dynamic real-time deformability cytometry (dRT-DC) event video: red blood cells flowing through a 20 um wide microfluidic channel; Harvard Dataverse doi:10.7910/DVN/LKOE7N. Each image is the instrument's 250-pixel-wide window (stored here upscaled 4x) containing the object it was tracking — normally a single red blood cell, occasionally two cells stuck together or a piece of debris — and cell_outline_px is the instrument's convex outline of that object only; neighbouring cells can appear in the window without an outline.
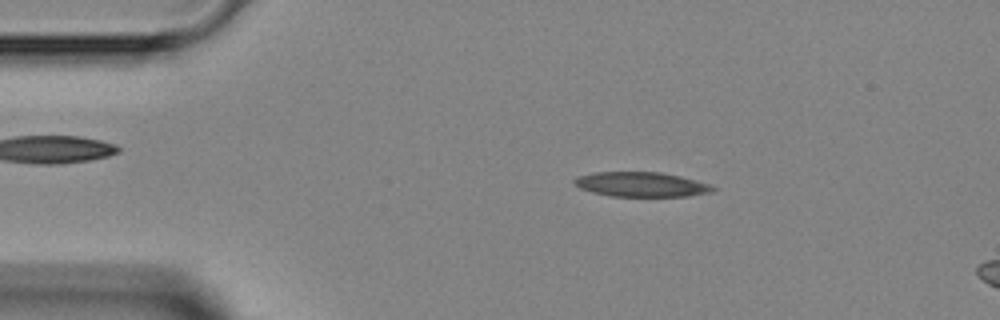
{"species": "Egyptian fruit bat (a non-hibernating species)", "species_latin": "Rousettus aegyptiacus", "temperature_condition": "room temperature", "stored_images_in_passage": 3, "camera_frame_rate_fps": 3000, "um_per_image_px": 0.085, "animal": {"sex": "female"}, "frame": {"image": 1, "passage_image": 1, "time_ms": 0.0, "image_size_px": [1000, 320], "cell_outline_px": [[716, 188], [712, 192], [688, 196], [612, 196], [592, 192], [580, 188], [572, 180], [576, 176], [596, 172], [660, 172], [680, 176], [696, 180], [708, 184]], "centroid_in_image_um": [54.49, 15.67], "position_along_channel_um": 30.5, "area_um2": 19.83}}